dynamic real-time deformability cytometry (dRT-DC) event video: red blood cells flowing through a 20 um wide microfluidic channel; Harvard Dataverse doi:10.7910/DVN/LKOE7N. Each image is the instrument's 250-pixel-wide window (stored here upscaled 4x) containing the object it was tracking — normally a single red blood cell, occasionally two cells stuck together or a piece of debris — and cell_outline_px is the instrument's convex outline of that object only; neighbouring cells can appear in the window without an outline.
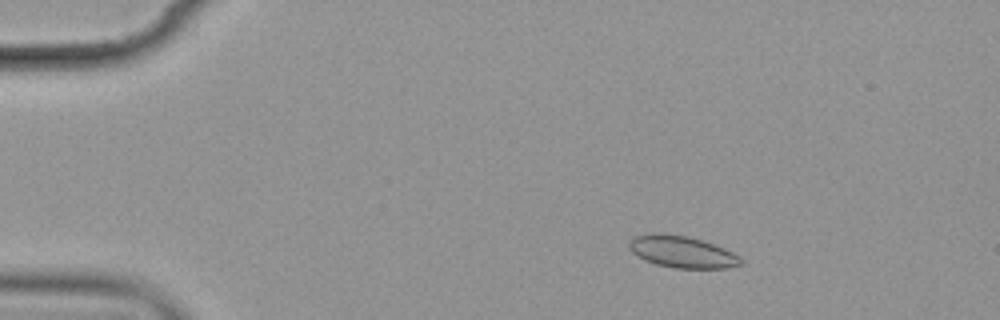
{"species": "common noctule bat (a hibernating species)", "species_latin": "Nyctalus noctula", "temperature_condition": "cold", "stored_images_in_passage": 4, "camera_frame_rate_fps": 3000, "um_per_image_px": 0.085, "animal": {"sex": "female", "body_mass_g": 19.9}, "frame": {"image": 1, "passage_image": 2, "time_ms": 1.0, "image_size_px": [1000, 320], "cell_outline_px": [[744, 264], [728, 268], [676, 268], [656, 264], [644, 260], [636, 256], [628, 248], [628, 244], [636, 236], [652, 232], [664, 232], [688, 236], [724, 248], [740, 256], [744, 260]], "centroid_in_image_um": [57.97, 21.4], "position_along_channel_um": 27.0, "area_um2": 20.92}}